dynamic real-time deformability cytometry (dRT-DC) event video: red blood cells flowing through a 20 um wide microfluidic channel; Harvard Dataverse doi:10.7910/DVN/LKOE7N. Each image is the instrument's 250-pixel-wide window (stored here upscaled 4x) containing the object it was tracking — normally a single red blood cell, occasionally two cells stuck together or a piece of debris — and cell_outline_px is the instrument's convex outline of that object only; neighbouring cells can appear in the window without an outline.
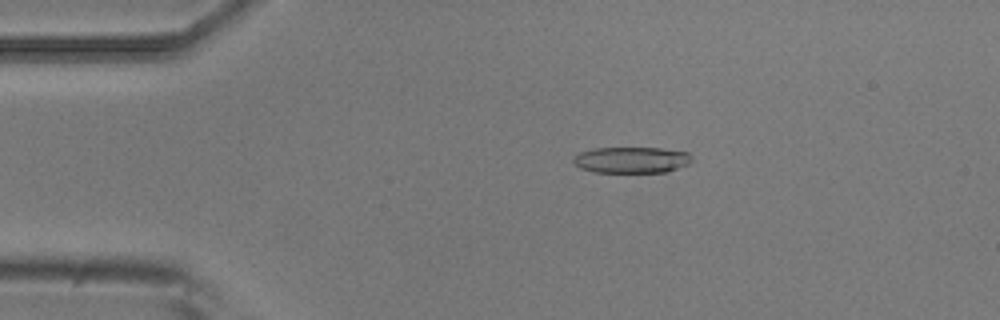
{"species": "common noctule bat (a hibernating species)", "species_latin": "Nyctalus noctula", "temperature_condition": "room temperature", "stored_images_in_passage": 4, "camera_frame_rate_fps": 3000, "um_per_image_px": 0.085, "animal": {"sex": "male", "body_mass_g": 20.5, "forearm_length_mm": 52.5}, "frame": {"image": 1, "passage_image": 2, "time_ms": 0.333, "image_size_px": [1000, 320], "cell_outline_px": [[692, 160], [688, 164], [668, 172], [592, 172], [580, 168], [572, 160], [572, 156], [580, 152], [596, 148], [660, 148], [688, 152], [692, 156]], "centroid_in_image_um": [53.68, 13.59], "position_along_channel_um": 31.3, "area_um2": 18.15}}
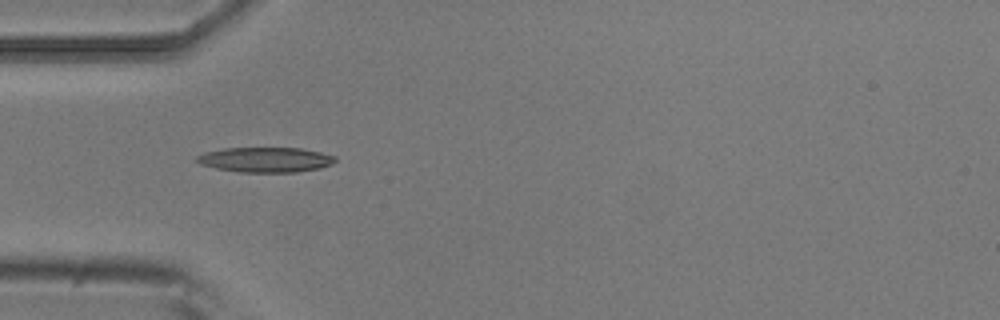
{"frame": {"image": 2, "passage_image": 3, "time_ms": 0.667, "image_size_px": [1000, 320], "cell_outline_px": [[336, 160], [332, 164], [320, 168], [296, 172], [240, 172], [216, 168], [200, 164], [196, 160], [196, 156], [204, 152], [224, 148], [300, 148], [320, 152], [336, 156]], "centroid_in_image_um": [22.57, 13.57], "position_along_channel_um": 62.4, "area_um2": 20.17}}
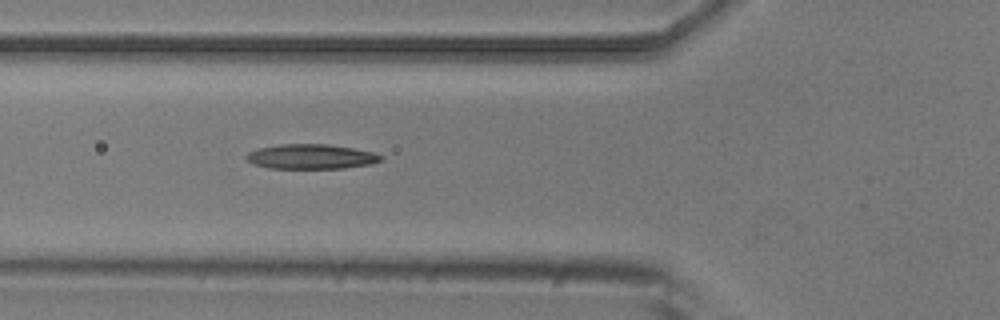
{"frame": {"image": 3, "passage_image": 4, "time_ms": 1.0, "image_size_px": [1000, 320], "cell_outline_px": [[384, 160], [372, 164], [344, 168], [268, 168], [252, 164], [244, 156], [248, 152], [260, 148], [280, 144], [328, 144], [352, 148], [372, 152], [384, 156]], "centroid_in_image_um": [26.46, 13.31], "position_along_channel_um": 99.3, "area_um2": 19.48}}